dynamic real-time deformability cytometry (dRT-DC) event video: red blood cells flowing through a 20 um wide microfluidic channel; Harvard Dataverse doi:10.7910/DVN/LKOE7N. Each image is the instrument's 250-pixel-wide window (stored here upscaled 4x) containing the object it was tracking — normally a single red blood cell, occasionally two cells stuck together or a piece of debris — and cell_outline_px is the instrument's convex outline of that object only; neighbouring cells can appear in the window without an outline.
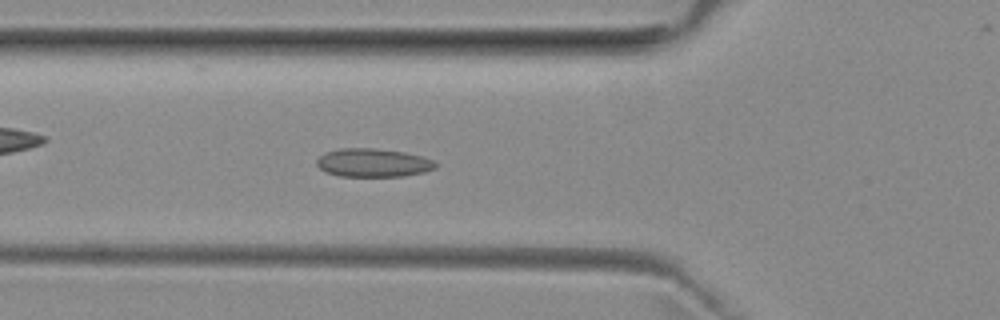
{"species": "common noctule bat (a hibernating species)", "species_latin": "Nyctalus noctula", "temperature_condition": "room temperature", "stored_images_in_passage": 41, "camera_frame_rate_fps": 3000, "um_per_image_px": 0.085, "animal": {"sex": "female", "body_mass_g": 29.2, "forearm_length_mm": 56.3}, "frame": {"image": 1, "passage_image": 7, "time_ms": 2.0, "image_size_px": [1000, 320], "cell_outline_px": [[436, 168], [424, 172], [404, 176], [340, 176], [324, 172], [316, 164], [316, 160], [324, 152], [340, 148], [376, 148], [404, 152], [424, 156], [432, 160], [436, 164]], "centroid_in_image_um": [31.7, 13.83], "position_along_channel_um": 94.1, "area_um2": 19.83}}
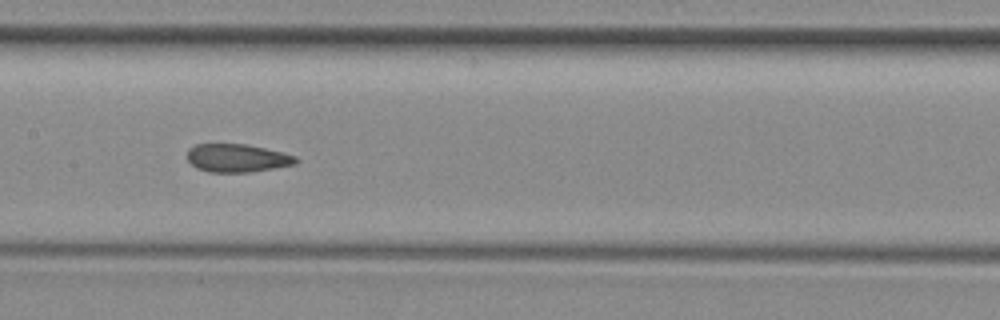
{"frame": {"image": 2, "passage_image": 14, "time_ms": 4.333, "image_size_px": [1000, 320], "cell_outline_px": [[300, 160], [296, 164], [252, 172], [208, 172], [196, 168], [188, 160], [188, 148], [196, 144], [244, 144], [264, 148], [296, 156]], "centroid_in_image_um": [20.16, 13.44], "position_along_channel_um": 187.2, "area_um2": 17.8}}
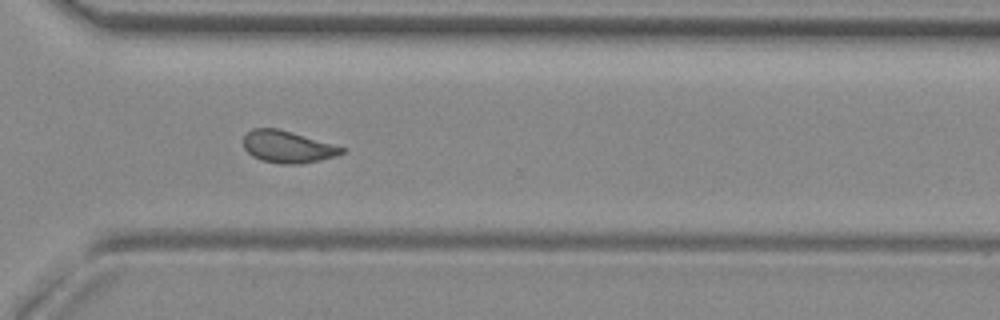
{"frame": {"image": 3, "passage_image": 26, "time_ms": 8.333, "image_size_px": [1000, 320], "cell_outline_px": [[348, 148], [340, 156], [300, 164], [280, 164], [260, 160], [252, 156], [244, 148], [244, 136], [252, 128], [276, 128], [292, 132]], "centroid_in_image_um": [24.49, 12.49], "position_along_channel_um": 346.1, "area_um2": 18.55}, "authors_computed_cell_mechanics": {"area_um2": 18.3804, "velocity_mm_per_s": 3.9774, "shape_relaxation_time_tau1_ms": null, "shape_relaxation_time_tau2_ms": 2.1591, "deformation_change_tau1": null, "deformation_change_tau2": 0.073}}